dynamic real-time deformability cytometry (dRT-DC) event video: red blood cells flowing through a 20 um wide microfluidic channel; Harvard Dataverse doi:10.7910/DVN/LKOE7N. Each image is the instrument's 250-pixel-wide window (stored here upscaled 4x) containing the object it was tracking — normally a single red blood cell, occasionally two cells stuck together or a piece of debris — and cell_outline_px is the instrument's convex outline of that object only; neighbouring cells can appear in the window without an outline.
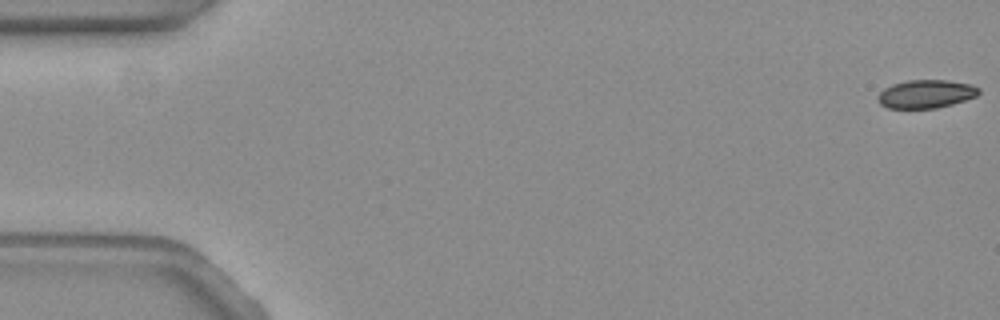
{"species": "common noctule bat (a hibernating species)", "species_latin": "Nyctalus noctula", "temperature_condition": "warm", "stored_images_in_passage": 59, "camera_frame_rate_fps": 3000, "um_per_image_px": 0.085, "animal": {"sex": "female", "body_mass_g": 19.3, "forearm_length_mm": 54.1}, "frame": {"image": 1, "passage_image": 1, "time_ms": 0.0, "image_size_px": [1000, 320], "cell_outline_px": [[980, 92], [976, 96], [952, 104], [936, 108], [888, 108], [880, 104], [876, 96], [884, 88], [892, 84], [908, 80], [948, 80], [972, 84], [980, 88]], "centroid_in_image_um": [78.7, 7.98], "position_along_channel_um": 6.3, "area_um2": 16.7}}
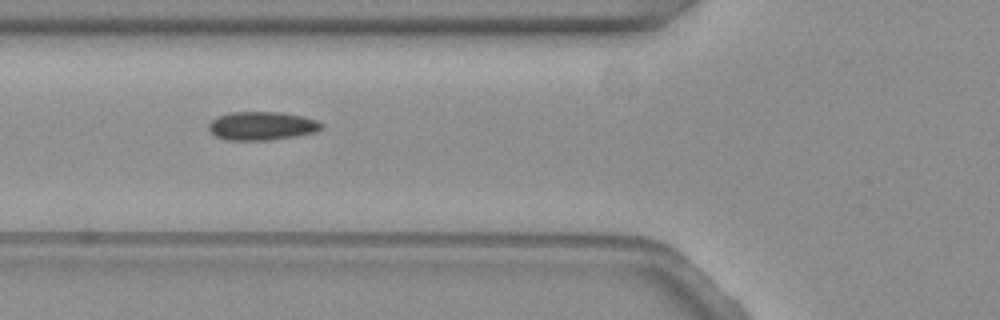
{"frame": {"image": 2, "passage_image": 22, "time_ms": 7.0, "image_size_px": [1000, 320], "cell_outline_px": [[324, 128], [312, 132], [296, 136], [272, 140], [228, 140], [216, 136], [208, 128], [208, 124], [212, 120], [220, 116], [232, 112], [280, 112], [304, 116], [316, 120], [324, 124]], "centroid_in_image_um": [22.29, 10.7], "position_along_channel_um": 103.5, "area_um2": 18.67}}
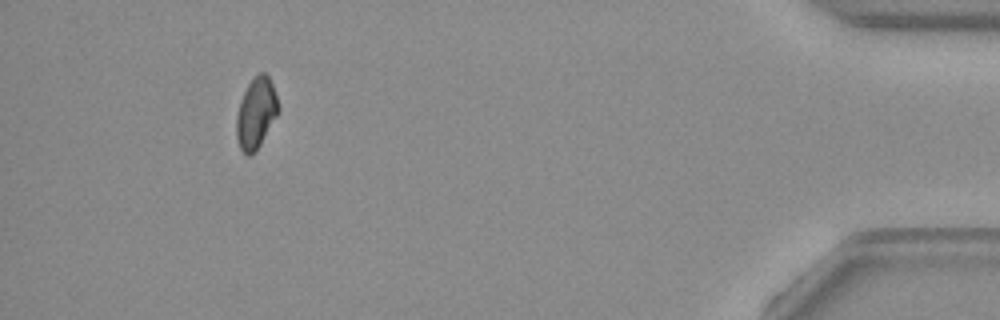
{"frame": {"image": 3, "passage_image": 54, "time_ms": 17.667, "image_size_px": [1000, 320], "cell_outline_px": [[280, 108], [276, 116], [256, 152], [252, 156], [248, 156], [240, 148], [236, 136], [236, 116], [240, 100], [248, 84], [260, 72], [264, 72], [268, 76], [272, 84]], "centroid_in_image_um": [21.75, 9.64], "position_along_channel_um": 413.4, "area_um2": 17.17}}